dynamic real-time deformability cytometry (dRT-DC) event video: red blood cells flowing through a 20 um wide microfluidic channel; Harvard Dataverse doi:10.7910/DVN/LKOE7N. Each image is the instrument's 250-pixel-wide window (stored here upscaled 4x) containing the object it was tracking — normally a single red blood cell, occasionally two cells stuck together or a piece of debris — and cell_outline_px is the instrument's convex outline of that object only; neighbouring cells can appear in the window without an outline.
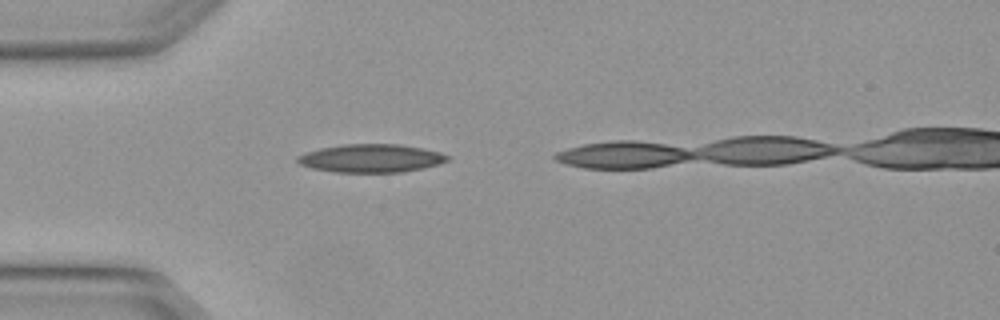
{"species": "Egyptian fruit bat (a non-hibernating species)", "species_latin": "Rousettus aegyptiacus", "temperature_condition": "warm", "stored_images_in_passage": 3, "camera_frame_rate_fps": 3000, "um_per_image_px": 0.085, "animal": {"sex": "female"}, "frame": {"image": 1, "passage_image": 1, "time_ms": 0.0, "image_size_px": [1000, 320], "cell_outline_px": [[448, 160], [440, 164], [424, 168], [400, 172], [336, 172], [312, 168], [300, 164], [296, 160], [296, 156], [304, 152], [320, 148], [344, 144], [396, 144], [420, 148], [440, 152], [448, 156]], "centroid_in_image_um": [31.51, 13.45], "position_along_channel_um": 53.5, "area_um2": 24.57}}
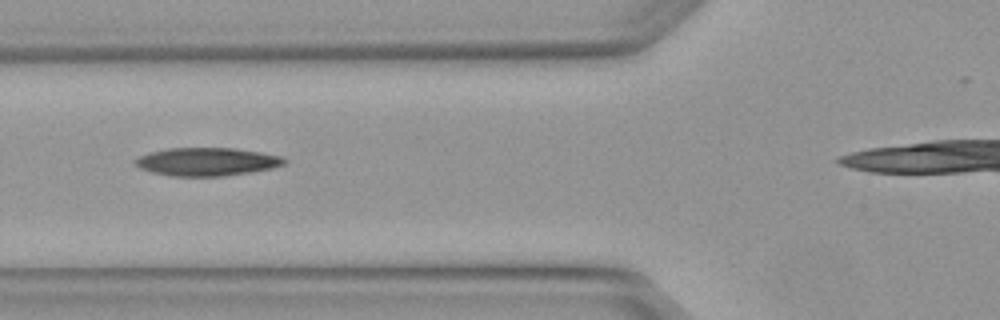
{"frame": {"image": 2, "passage_image": 3, "time_ms": 0.667, "image_size_px": [1000, 320], "cell_outline_px": [[288, 160], [284, 164], [272, 168], [224, 176], [172, 176], [152, 172], [140, 168], [132, 160], [148, 152], [168, 148], [236, 148], [260, 152], [280, 156]], "centroid_in_image_um": [17.56, 13.74], "position_along_channel_um": 108.2, "area_um2": 24.39}}